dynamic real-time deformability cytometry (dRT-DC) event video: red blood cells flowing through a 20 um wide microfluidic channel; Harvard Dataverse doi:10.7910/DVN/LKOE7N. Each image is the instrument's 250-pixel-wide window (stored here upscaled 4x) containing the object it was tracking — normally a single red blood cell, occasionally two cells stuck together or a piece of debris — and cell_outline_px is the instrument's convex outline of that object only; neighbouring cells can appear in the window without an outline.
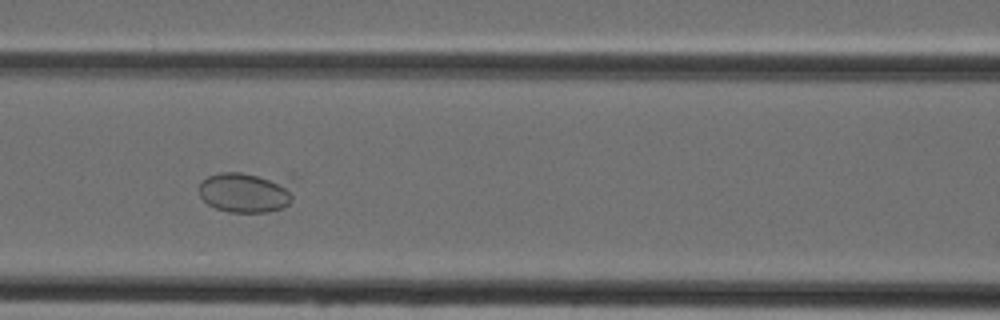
{"species": "Egyptian fruit bat (a non-hibernating species)", "species_latin": "Rousettus aegyptiacus", "temperature_condition": "cold", "stored_images_in_passage": 38, "camera_frame_rate_fps": 3000, "um_per_image_px": 0.085, "animal": {"sex": "female"}, "frame": {"image": 1, "passage_image": 17, "time_ms": 5.333, "image_size_px": [1000, 320], "cell_outline_px": [[292, 200], [284, 208], [268, 212], [228, 212], [216, 208], [208, 204], [200, 196], [200, 180], [208, 176], [220, 172], [240, 172], [288, 184], [292, 196]], "centroid_in_image_um": [20.76, 16.39], "position_along_channel_um": 145.8, "area_um2": 21.56}}
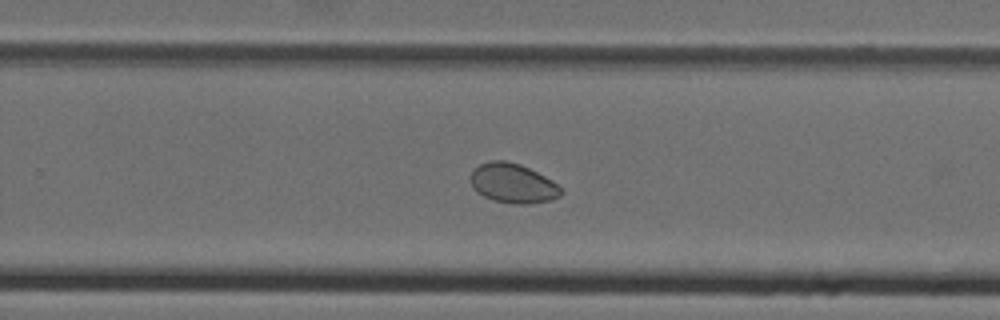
{"frame": {"image": 2, "passage_image": 27, "time_ms": 8.667, "image_size_px": [1000, 320], "cell_outline_px": [[564, 192], [560, 196], [552, 200], [528, 204], [516, 204], [492, 200], [476, 192], [472, 188], [472, 168], [488, 160], [504, 160], [520, 164], [552, 180]], "centroid_in_image_um": [43.58, 15.58], "position_along_channel_um": 286.2, "area_um2": 20.87}}
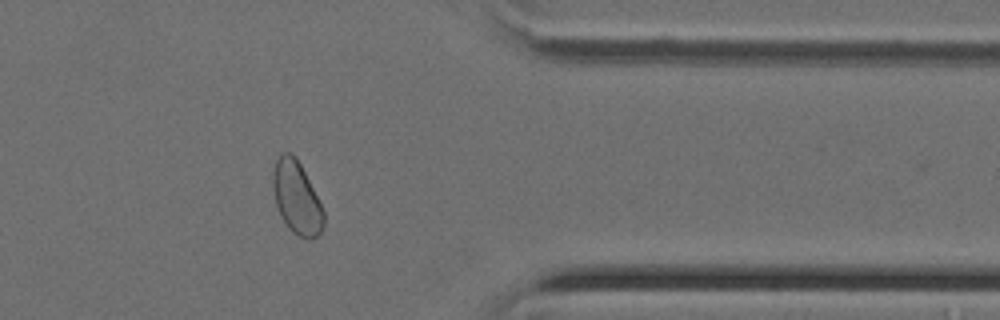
{"frame": {"image": 3, "passage_image": 35, "time_ms": 11.333, "image_size_px": [1000, 320], "cell_outline_px": [[324, 228], [312, 240], [308, 240], [292, 232], [288, 228], [280, 216], [276, 204], [272, 188], [272, 180], [276, 160], [284, 152], [288, 152], [296, 156], [324, 212]], "centroid_in_image_um": [25.2, 16.85], "position_along_channel_um": 386.2, "area_um2": 21.27}}